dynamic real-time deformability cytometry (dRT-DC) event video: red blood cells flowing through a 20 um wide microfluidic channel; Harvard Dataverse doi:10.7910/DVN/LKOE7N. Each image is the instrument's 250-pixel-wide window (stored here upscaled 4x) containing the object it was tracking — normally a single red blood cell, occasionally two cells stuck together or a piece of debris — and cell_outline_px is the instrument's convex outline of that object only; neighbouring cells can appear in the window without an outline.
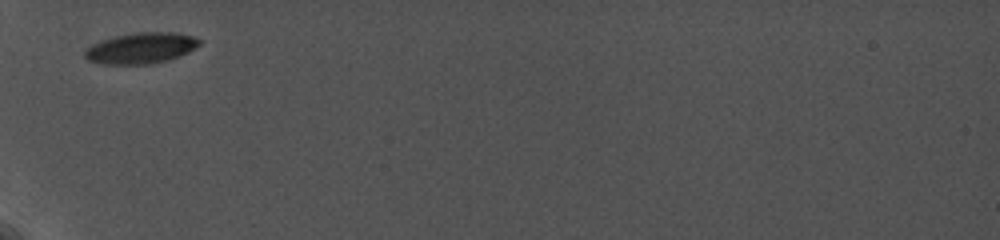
{"species": "common noctule bat (a hibernating species)", "species_latin": "Nyctalus noctula", "temperature_condition": "cold", "stored_images_in_passage": 6, "camera_frame_rate_fps": 5000, "um_per_image_px": 0.085, "animal": {"sex": "female", "body_mass_g": 19.0, "forearm_length_mm": 56.7}, "frame": {"image": 1, "passage_image": 1, "time_ms": 0.0, "image_size_px": [1000, 240], "cell_outline_px": [[200, 44], [188, 52], [180, 56], [168, 60], [152, 64], [100, 64], [88, 60], [84, 56], [84, 52], [92, 44], [100, 40], [116, 36], [136, 32], [176, 32], [192, 36], [200, 40]], "centroid_in_image_um": [11.98, 4.09], "position_along_channel_um": 73.0, "area_um2": 20.69}}
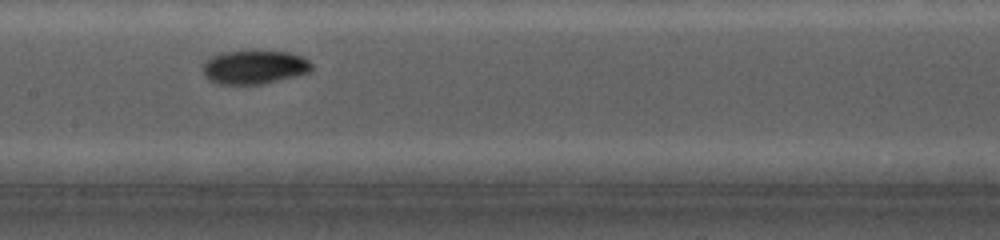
{"frame": {"image": 2, "passage_image": 5, "time_ms": 3.2, "image_size_px": [1000, 240], "cell_outline_px": [[312, 68], [308, 72], [260, 84], [216, 84], [208, 80], [204, 76], [204, 60], [220, 52], [288, 52], [300, 56], [308, 60], [312, 64]], "centroid_in_image_um": [21.55, 5.71], "position_along_channel_um": 185.8, "area_um2": 20.92}}